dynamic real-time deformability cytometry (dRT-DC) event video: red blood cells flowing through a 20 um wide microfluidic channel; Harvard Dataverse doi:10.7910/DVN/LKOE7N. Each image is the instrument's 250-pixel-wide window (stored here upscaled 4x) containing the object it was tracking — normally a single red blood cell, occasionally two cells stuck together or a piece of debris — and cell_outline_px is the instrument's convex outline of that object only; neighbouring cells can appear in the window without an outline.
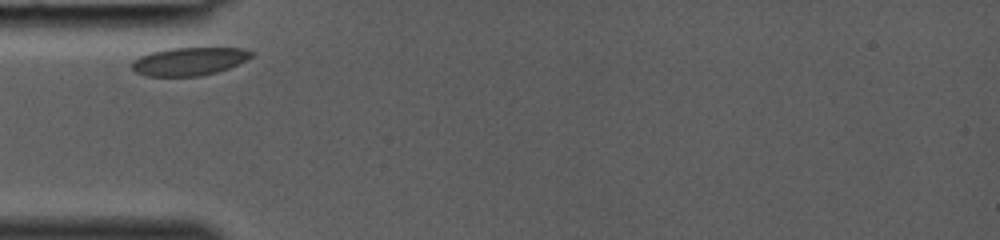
{"species": "common noctule bat (a hibernating species)", "species_latin": "Nyctalus noctula", "temperature_condition": "room temperature", "stored_images_in_passage": 23, "camera_frame_rate_fps": 3000, "um_per_image_px": 0.085, "animal": {"sex": "female", "body_mass_g": 19.0, "forearm_length_mm": 53.3}, "frame": {"image": 1, "passage_image": 1, "time_ms": 0.0, "image_size_px": [1000, 240], "cell_outline_px": [[256, 52], [252, 56], [228, 68], [216, 72], [200, 76], [148, 76], [136, 72], [132, 68], [132, 60], [140, 56], [152, 52], [172, 48], [240, 48]], "centroid_in_image_um": [16.06, 5.21], "position_along_channel_um": 68.9, "area_um2": 19.31}}
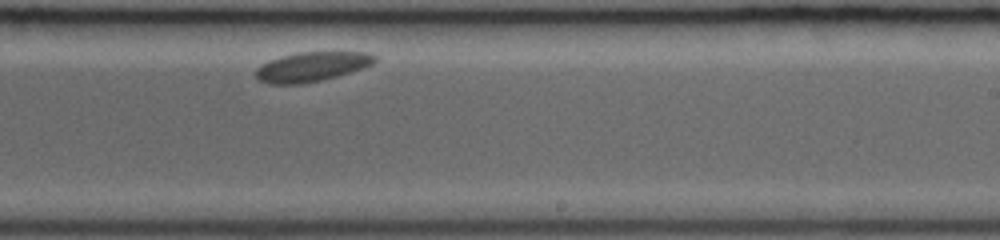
{"frame": {"image": 2, "passage_image": 14, "time_ms": 4.333, "image_size_px": [1000, 240], "cell_outline_px": [[376, 60], [372, 64], [364, 68], [336, 76], [320, 80], [300, 84], [268, 84], [260, 80], [256, 76], [256, 68], [260, 64], [268, 60], [280, 56], [296, 52], [368, 52], [376, 56]], "centroid_in_image_um": [26.47, 5.66], "position_along_channel_um": 262.5, "area_um2": 20.52}}
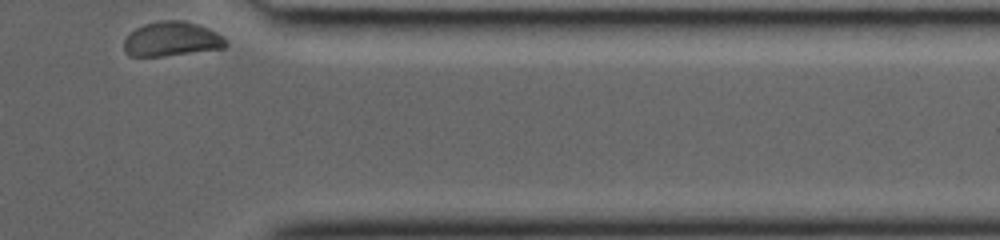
{"frame": {"image": 3, "passage_image": 23, "time_ms": 7.333, "image_size_px": [1000, 240], "cell_outline_px": [[228, 44], [224, 48], [160, 56], [128, 56], [124, 52], [124, 40], [136, 28], [144, 24], [160, 20], [184, 20], [208, 28], [216, 32]], "centroid_in_image_um": [14.56, 3.32], "position_along_channel_um": 396.8, "area_um2": 20.23}}